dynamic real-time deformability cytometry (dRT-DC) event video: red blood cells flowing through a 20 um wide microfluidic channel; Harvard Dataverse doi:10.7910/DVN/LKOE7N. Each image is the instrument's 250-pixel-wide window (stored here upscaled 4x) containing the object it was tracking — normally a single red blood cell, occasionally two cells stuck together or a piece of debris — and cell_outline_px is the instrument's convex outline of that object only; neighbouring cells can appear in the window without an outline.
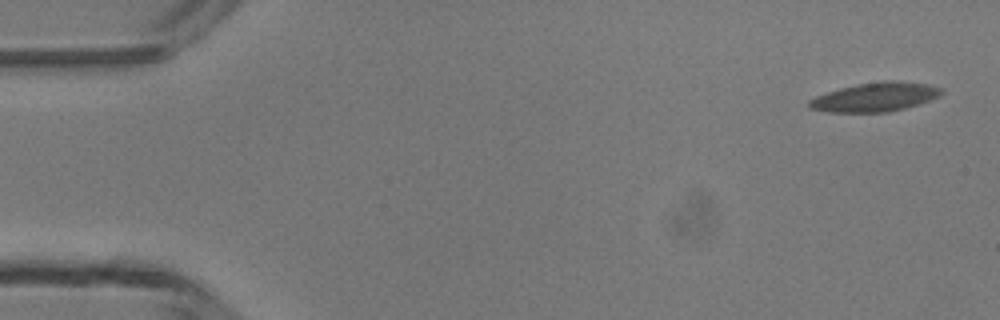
{"species": "common noctule bat (a hibernating species)", "species_latin": "Nyctalus noctula", "temperature_condition": "room temperature", "stored_images_in_passage": 4, "camera_frame_rate_fps": 3000, "um_per_image_px": 0.085, "animal": {"sex": "male", "body_mass_g": 13.3}, "frame": {"image": 1, "passage_image": 1, "time_ms": 0.0, "image_size_px": [1000, 320], "cell_outline_px": [[944, 92], [940, 96], [920, 104], [888, 112], [828, 112], [808, 108], [808, 100], [816, 96], [840, 88], [856, 84], [884, 80], [892, 80], [928, 84], [944, 88]], "centroid_in_image_um": [74.41, 8.24], "position_along_channel_um": 10.6, "area_um2": 22.54}}
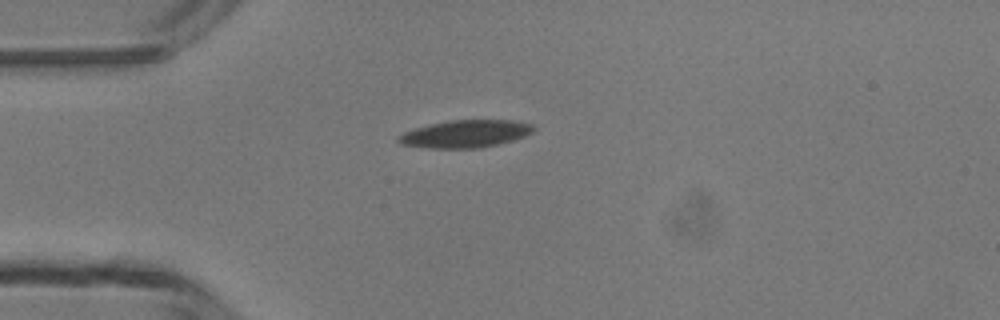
{"frame": {"image": 2, "passage_image": 4, "time_ms": 3.667, "image_size_px": [1000, 320], "cell_outline_px": [[536, 128], [532, 132], [524, 136], [512, 140], [480, 148], [428, 148], [400, 144], [396, 140], [396, 136], [404, 132], [416, 128], [432, 124], [452, 120], [516, 120], [532, 124]], "centroid_in_image_um": [39.55, 11.37], "position_along_channel_um": 45.4, "area_um2": 21.56}}